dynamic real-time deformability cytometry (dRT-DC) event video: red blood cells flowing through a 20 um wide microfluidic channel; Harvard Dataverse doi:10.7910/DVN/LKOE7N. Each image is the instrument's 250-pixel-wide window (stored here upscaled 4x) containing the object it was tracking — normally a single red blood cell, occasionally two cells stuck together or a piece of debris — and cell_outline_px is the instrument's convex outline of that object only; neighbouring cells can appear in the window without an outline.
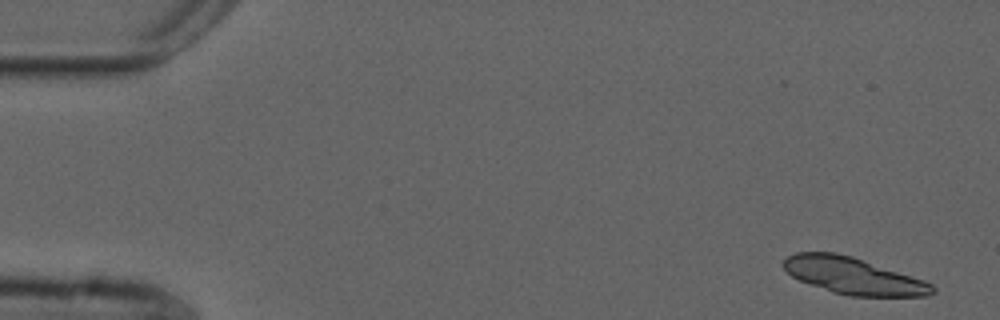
{"species": "common noctule bat (a hibernating species)", "species_latin": "Nyctalus noctula", "temperature_condition": "cold", "stored_images_in_passage": 53, "camera_frame_rate_fps": 3000, "um_per_image_px": 0.085, "animal": {"sex": "male", "forearm_length_mm": 52.5}, "frame": {"image": 1, "passage_image": 1, "time_ms": 0.0, "image_size_px": [1000, 320], "cell_outline_px": [[936, 292], [928, 296], [852, 296], [832, 292], [800, 280], [792, 276], [780, 264], [788, 256], [796, 252], [836, 252], [852, 256], [924, 280], [932, 284], [936, 288]], "centroid_in_image_um": [72.54, 23.44], "position_along_channel_um": 12.5, "area_um2": 31.73}}
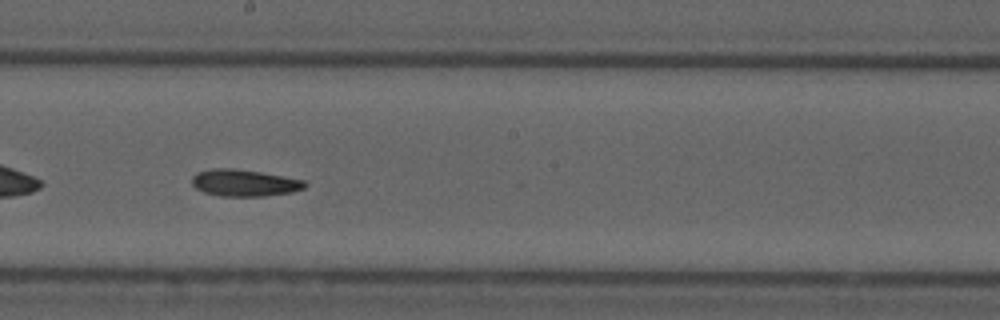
{"frame": {"image": 2, "passage_image": 29, "time_ms": 9.333, "image_size_px": [1000, 320], "cell_outline_px": [[308, 184], [304, 188], [292, 192], [264, 196], [220, 196], [204, 192], [196, 188], [192, 184], [192, 176], [196, 172], [216, 168], [232, 168], [260, 172], [304, 180]], "centroid_in_image_um": [20.76, 15.54], "position_along_channel_um": 227.4, "area_um2": 17.57}}
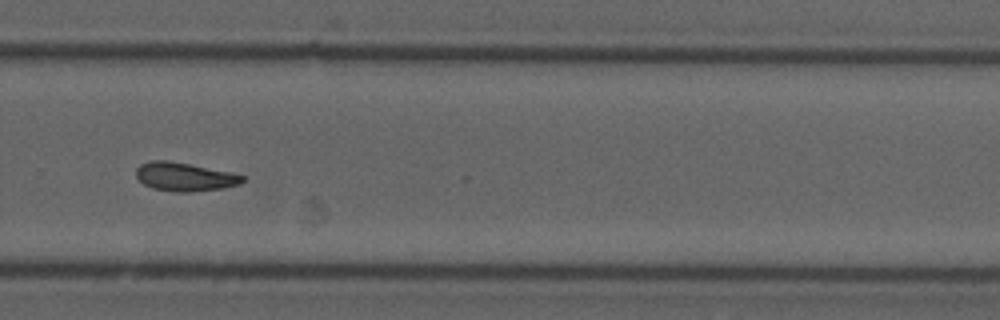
{"frame": {"image": 3, "passage_image": 36, "time_ms": 11.667, "image_size_px": [1000, 320], "cell_outline_px": [[244, 180], [240, 184], [224, 188], [188, 192], [176, 192], [152, 188], [144, 184], [136, 176], [136, 168], [140, 164], [152, 160], [168, 160], [232, 172], [244, 176]], "centroid_in_image_um": [15.69, 15.02], "position_along_channel_um": 314.1, "area_um2": 17.74}, "authors_computed_cell_mechanics": {"area_um2": 17.7446, "velocity_mm_per_s": 3.7286, "shape_relaxation_time_tau1_ms": null, "shape_relaxation_time_tau2_ms": 8.1897, "deformation_change_tau1": null, "deformation_change_tau2": 0.1437}}